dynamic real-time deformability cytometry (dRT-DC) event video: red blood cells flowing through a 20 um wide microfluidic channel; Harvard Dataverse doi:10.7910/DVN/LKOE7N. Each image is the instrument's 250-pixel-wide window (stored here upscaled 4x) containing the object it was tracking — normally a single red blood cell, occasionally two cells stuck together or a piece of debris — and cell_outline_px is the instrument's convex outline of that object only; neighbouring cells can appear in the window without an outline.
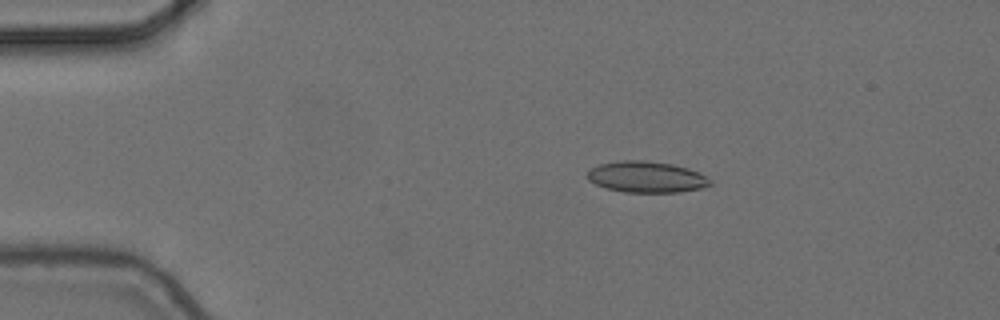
{"species": "common noctule bat (a hibernating species)", "species_latin": "Nyctalus noctula", "temperature_condition": "cold", "stored_images_in_passage": 5, "camera_frame_rate_fps": 3000, "um_per_image_px": 0.085, "animal": {"sex": "female", "body_mass_g": 24.6, "forearm_length_mm": 56.2}, "frame": {"image": 1, "passage_image": 2, "time_ms": 0.333, "image_size_px": [1000, 320], "cell_outline_px": [[712, 184], [704, 188], [680, 192], [624, 192], [604, 188], [588, 180], [588, 172], [592, 168], [600, 164], [624, 160], [644, 160], [672, 164], [688, 168], [712, 180]], "centroid_in_image_um": [54.96, 15.05], "position_along_channel_um": 30.0, "area_um2": 22.25}}
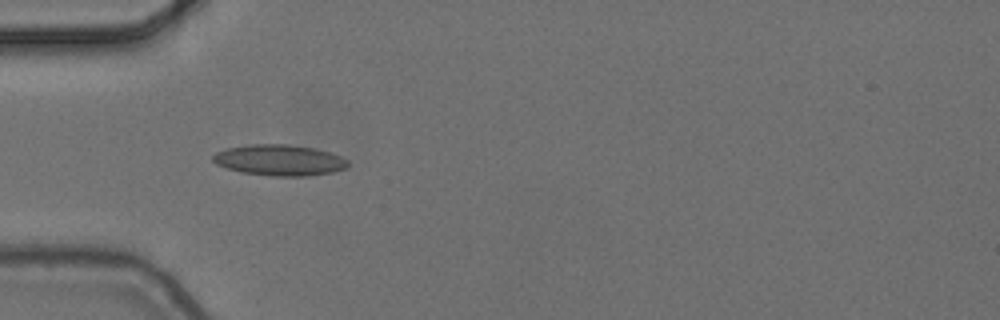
{"frame": {"image": 2, "passage_image": 4, "time_ms": 1.0, "image_size_px": [1000, 320], "cell_outline_px": [[348, 168], [332, 172], [304, 176], [272, 176], [240, 172], [216, 164], [212, 160], [212, 156], [216, 152], [228, 148], [252, 144], [288, 144], [312, 148], [328, 152], [340, 156], [348, 160]], "centroid_in_image_um": [23.75, 13.61], "position_along_channel_um": 61.3, "area_um2": 24.22}}
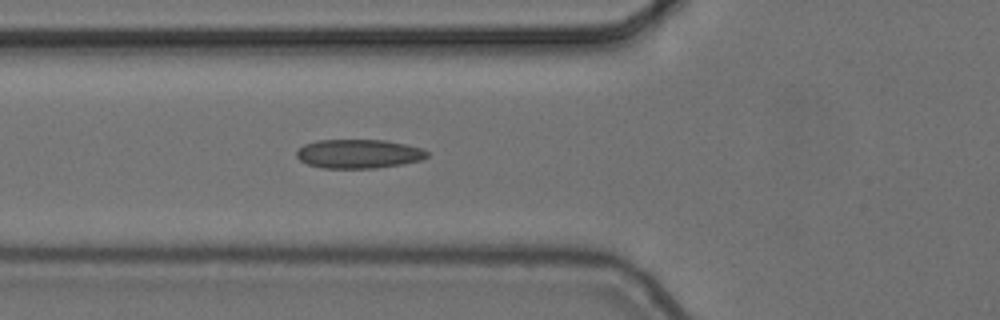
{"frame": {"image": 3, "passage_image": 5, "time_ms": 1.333, "image_size_px": [1000, 320], "cell_outline_px": [[428, 156], [420, 160], [400, 164], [376, 168], [320, 168], [308, 164], [300, 160], [296, 156], [296, 152], [304, 144], [316, 140], [384, 140], [404, 144], [420, 148], [428, 152]], "centroid_in_image_um": [30.44, 13.07], "position_along_channel_um": 95.4, "area_um2": 21.91}}